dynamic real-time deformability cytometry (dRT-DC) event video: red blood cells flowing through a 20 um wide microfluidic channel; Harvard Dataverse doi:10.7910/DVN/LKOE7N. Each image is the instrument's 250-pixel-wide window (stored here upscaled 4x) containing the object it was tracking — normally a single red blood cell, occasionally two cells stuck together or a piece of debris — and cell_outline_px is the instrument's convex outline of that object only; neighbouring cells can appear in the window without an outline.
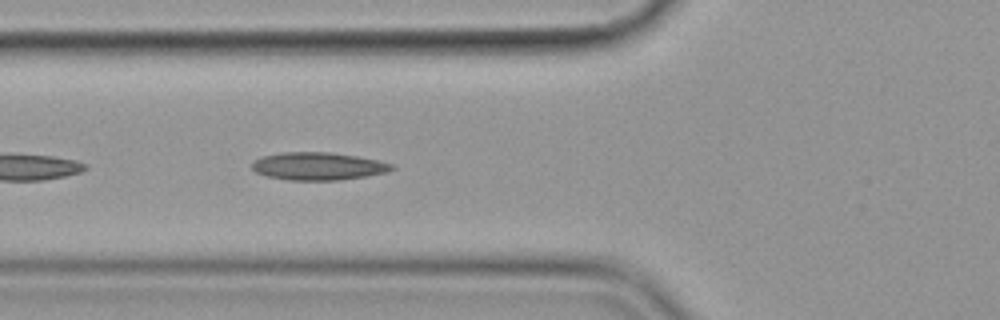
{"species": "common noctule bat (a hibernating species)", "species_latin": "Nyctalus noctula", "temperature_condition": "cold", "stored_images_in_passage": 26, "camera_frame_rate_fps": 3000, "um_per_image_px": 0.085, "animal": {"sex": "female", "body_mass_g": 19.9}, "frame": {"image": 1, "passage_image": 5, "time_ms": 1.333, "image_size_px": [1000, 320], "cell_outline_px": [[396, 168], [388, 172], [340, 180], [288, 180], [268, 176], [256, 172], [252, 168], [252, 164], [260, 156], [280, 152], [332, 152], [380, 160], [392, 164]], "centroid_in_image_um": [27.06, 14.12], "position_along_channel_um": 98.7, "area_um2": 22.66}}